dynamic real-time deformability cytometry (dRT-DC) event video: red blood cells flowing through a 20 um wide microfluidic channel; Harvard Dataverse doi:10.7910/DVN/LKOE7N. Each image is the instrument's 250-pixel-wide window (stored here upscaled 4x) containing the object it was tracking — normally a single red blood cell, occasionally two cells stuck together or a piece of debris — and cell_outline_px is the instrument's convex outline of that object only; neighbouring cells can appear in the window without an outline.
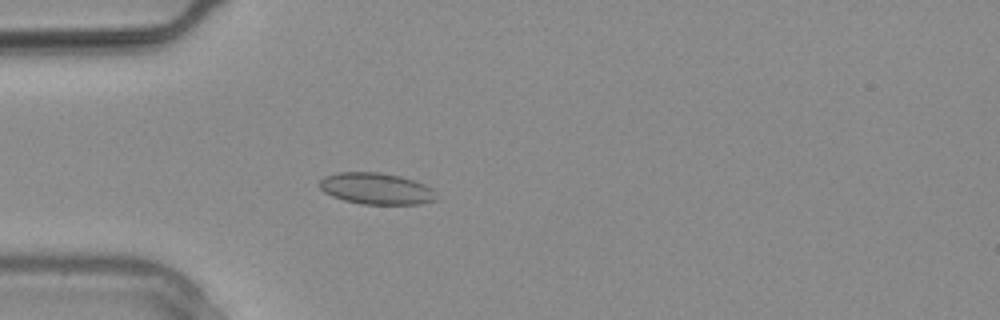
{"species": "common noctule bat (a hibernating species)", "species_latin": "Nyctalus noctula", "temperature_condition": "warm", "stored_images_in_passage": 8, "camera_frame_rate_fps": 3000, "um_per_image_px": 0.085, "animal": {"sex": "male", "body_mass_g": 20.4}, "frame": {"image": 1, "passage_image": 4, "time_ms": 1.0, "image_size_px": [1000, 320], "cell_outline_px": [[436, 200], [420, 204], [364, 204], [344, 200], [332, 196], [324, 192], [320, 188], [320, 180], [324, 176], [336, 172], [380, 172], [400, 176], [424, 184], [432, 188]], "centroid_in_image_um": [31.96, 16.02], "position_along_channel_um": 53.0, "area_um2": 21.33}}
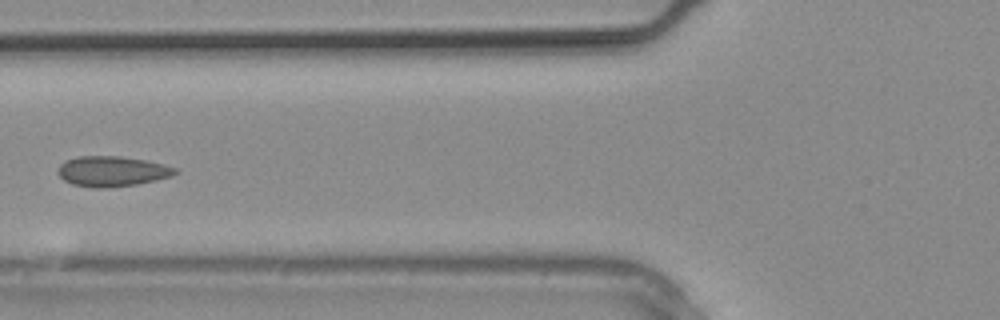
{"frame": {"image": 2, "passage_image": 7, "time_ms": 2.0, "image_size_px": [1000, 320], "cell_outline_px": [[180, 172], [172, 176], [156, 180], [136, 184], [108, 188], [92, 188], [72, 184], [64, 180], [56, 172], [60, 164], [64, 160], [76, 156], [120, 156], [148, 160], [164, 164], [176, 168]], "centroid_in_image_um": [9.52, 14.55], "position_along_channel_um": 116.3, "area_um2": 21.04}}